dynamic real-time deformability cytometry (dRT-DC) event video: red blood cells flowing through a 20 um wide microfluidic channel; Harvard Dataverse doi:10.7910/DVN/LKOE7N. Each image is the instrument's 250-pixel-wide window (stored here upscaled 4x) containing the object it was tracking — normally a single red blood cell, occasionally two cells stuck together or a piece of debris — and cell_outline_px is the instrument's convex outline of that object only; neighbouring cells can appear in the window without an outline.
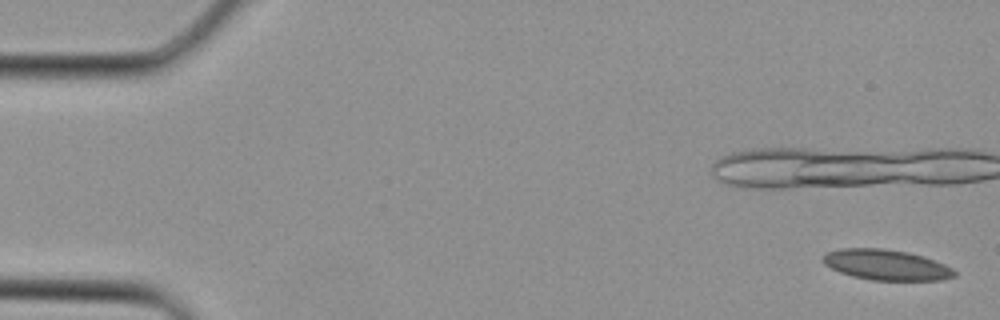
{"species": "Egyptian fruit bat (a non-hibernating species)", "species_latin": "Rousettus aegyptiacus", "temperature_condition": "cold", "stored_images_in_passage": 6, "camera_frame_rate_fps": 3000, "um_per_image_px": 0.085, "animal": {"sex": "female"}, "frame": {"image": 1, "passage_image": 1, "time_ms": 0.0, "image_size_px": [1000, 320], "cell_outline_px": [[956, 276], [944, 280], [872, 280], [852, 276], [840, 272], [824, 264], [820, 260], [828, 252], [840, 248], [884, 248], [908, 252], [944, 264], [952, 268], [956, 272]], "centroid_in_image_um": [75.32, 22.51], "position_along_channel_um": 9.7, "area_um2": 23.29}}
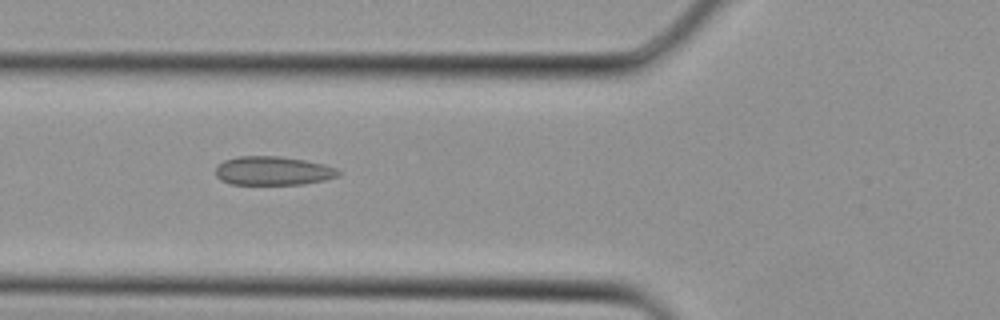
{"frame": {"image": 2, "passage_image": 6, "time_ms": 1.667, "image_size_px": [1000, 320], "cell_outline_px": [[340, 176], [324, 180], [304, 184], [232, 184], [220, 180], [216, 176], [216, 168], [224, 160], [240, 156], [280, 156], [304, 160], [324, 164], [336, 168], [340, 172]], "centroid_in_image_um": [23.22, 14.52], "position_along_channel_um": 102.6, "area_um2": 20.58}}